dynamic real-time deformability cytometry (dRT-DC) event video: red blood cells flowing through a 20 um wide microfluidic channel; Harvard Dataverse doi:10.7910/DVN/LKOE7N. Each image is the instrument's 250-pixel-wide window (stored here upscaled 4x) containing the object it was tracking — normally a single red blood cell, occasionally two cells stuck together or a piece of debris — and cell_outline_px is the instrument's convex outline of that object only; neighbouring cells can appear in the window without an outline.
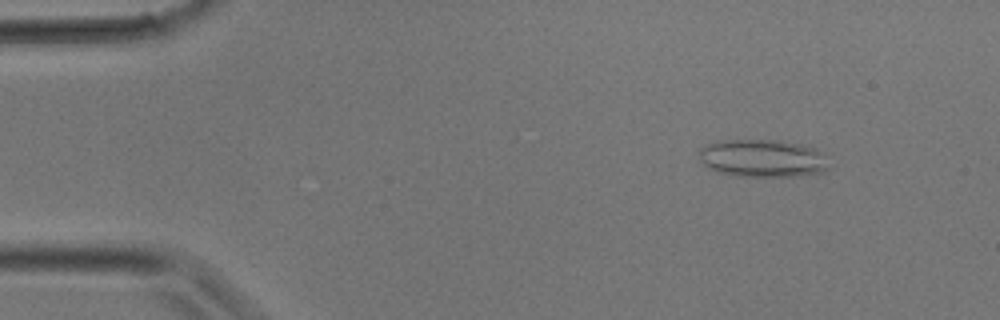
{"species": "common noctule bat (a hibernating species)", "species_latin": "Nyctalus noctula", "temperature_condition": "room temperature", "stored_images_in_passage": 31, "camera_frame_rate_fps": 3000, "um_per_image_px": 0.085, "animal": {"sex": "male", "body_mass_g": 17.9}, "frame": {"image": 1, "passage_image": 2, "time_ms": 0.333, "image_size_px": [1000, 320], "cell_outline_px": [[828, 168], [824, 172], [800, 176], [736, 176], [716, 172], [708, 168], [700, 160], [700, 148], [708, 144], [720, 140], [780, 140], [800, 144], [816, 148]], "centroid_in_image_um": [64.76, 13.46], "position_along_channel_um": 20.2, "area_um2": 28.38}}
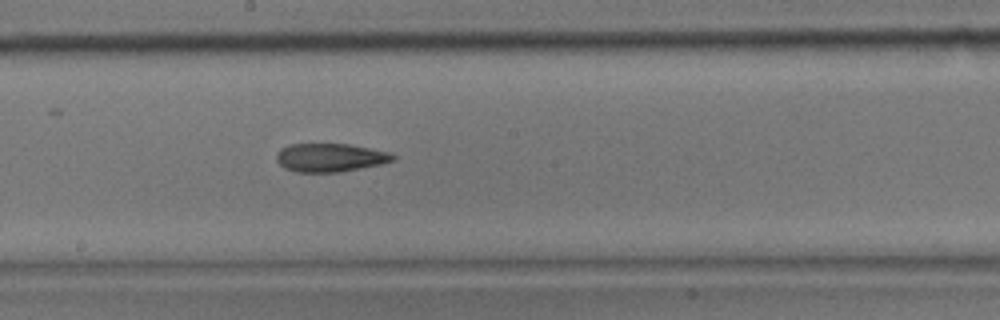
{"frame": {"image": 2, "passage_image": 16, "time_ms": 5.0, "image_size_px": [1000, 320], "cell_outline_px": [[396, 160], [380, 164], [340, 172], [296, 172], [284, 168], [276, 160], [276, 152], [280, 148], [288, 144], [348, 144], [388, 152], [396, 156]], "centroid_in_image_um": [28.02, 13.39], "position_along_channel_um": 220.2, "area_um2": 19.31}}
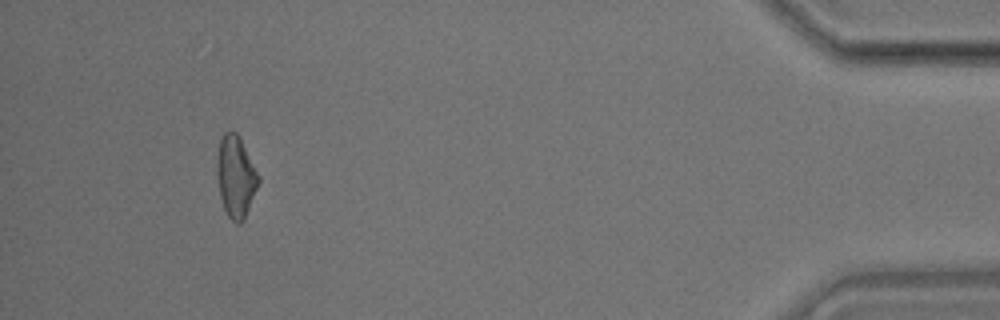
{"frame": {"image": 3, "passage_image": 29, "time_ms": 9.333, "image_size_px": [1000, 320], "cell_outline_px": [[260, 180], [244, 220], [240, 224], [236, 224], [228, 216], [224, 208], [220, 196], [216, 176], [216, 164], [220, 136], [224, 132], [236, 132], [240, 136], [260, 176]], "centroid_in_image_um": [20.03, 14.99], "position_along_channel_um": 415.2, "area_um2": 20.0}}